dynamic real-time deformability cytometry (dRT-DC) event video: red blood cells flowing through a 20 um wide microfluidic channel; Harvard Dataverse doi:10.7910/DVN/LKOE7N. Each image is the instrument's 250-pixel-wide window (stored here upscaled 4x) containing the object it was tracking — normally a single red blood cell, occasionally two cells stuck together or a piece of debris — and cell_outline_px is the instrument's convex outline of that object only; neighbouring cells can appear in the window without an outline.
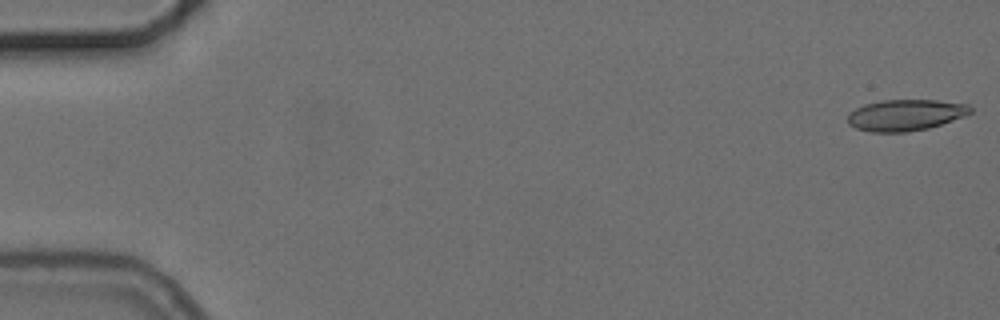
{"species": "common noctule bat (a hibernating species)", "species_latin": "Nyctalus noctula", "temperature_condition": "cold", "stored_images_in_passage": 5, "camera_frame_rate_fps": 3000, "um_per_image_px": 0.085, "animal": {"sex": "female", "body_mass_g": 24.6, "forearm_length_mm": 56.2}, "frame": {"image": 1, "passage_image": 1, "time_ms": 0.0, "image_size_px": [1000, 320], "cell_outline_px": [[972, 112], [964, 116], [928, 128], [908, 132], [872, 132], [856, 128], [848, 124], [848, 112], [864, 104], [880, 100], [936, 100], [968, 104], [972, 108]], "centroid_in_image_um": [76.94, 9.77], "position_along_channel_um": 8.1, "area_um2": 22.37}}
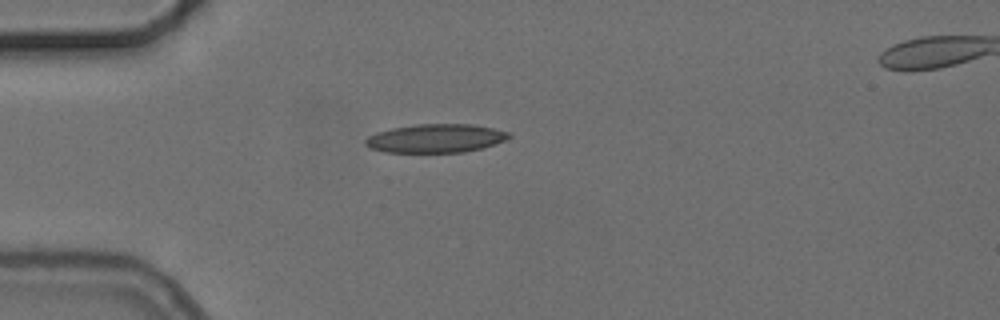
{"frame": {"image": 2, "passage_image": 5, "time_ms": 4.667, "image_size_px": [1000, 320], "cell_outline_px": [[512, 136], [504, 140], [480, 148], [464, 152], [384, 152], [372, 148], [364, 144], [364, 140], [368, 136], [376, 132], [392, 128], [416, 124], [472, 124], [512, 132]], "centroid_in_image_um": [37.02, 11.75], "position_along_channel_um": 48.0, "area_um2": 23.81}}